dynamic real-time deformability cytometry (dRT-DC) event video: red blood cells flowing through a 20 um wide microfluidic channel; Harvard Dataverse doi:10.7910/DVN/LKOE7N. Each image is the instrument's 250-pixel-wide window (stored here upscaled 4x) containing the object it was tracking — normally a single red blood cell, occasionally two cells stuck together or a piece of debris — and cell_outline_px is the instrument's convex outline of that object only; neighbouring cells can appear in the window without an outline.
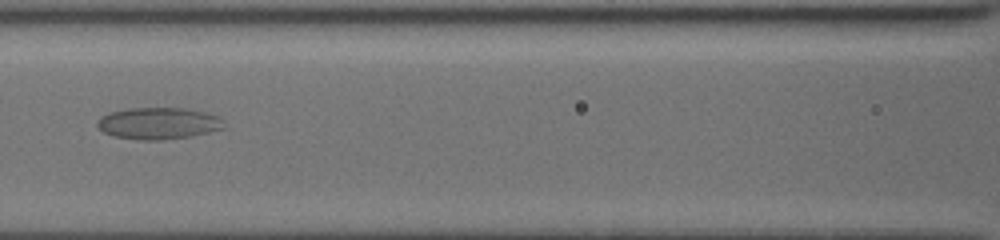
{"species": "common noctule bat (a hibernating species)", "species_latin": "Nyctalus noctula", "temperature_condition": "cold", "stored_images_in_passage": 57, "camera_frame_rate_fps": 3000, "um_per_image_px": 0.085, "animal": {"sex": "female", "body_mass_g": 19.5, "forearm_length_mm": 54.1}, "frame": {"image": 1, "passage_image": 29, "time_ms": 9.333, "image_size_px": [1000, 240], "cell_outline_px": [[224, 128], [208, 132], [188, 136], [160, 140], [140, 140], [116, 136], [104, 132], [96, 124], [100, 116], [112, 112], [128, 108], [184, 108], [204, 112], [220, 116], [224, 120]], "centroid_in_image_um": [13.48, 10.47], "position_along_channel_um": 153.1, "area_um2": 23.24}}
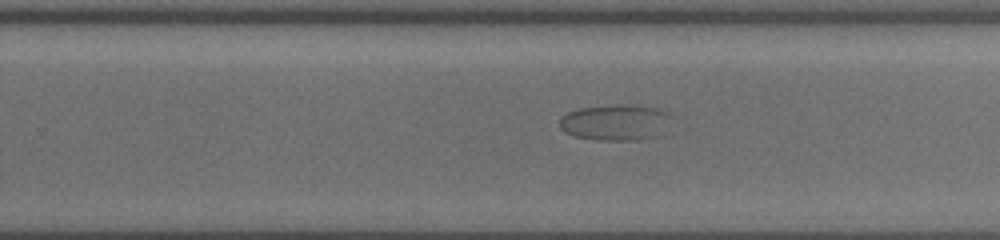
{"frame": {"image": 2, "passage_image": 39, "time_ms": 12.667, "image_size_px": [1000, 240], "cell_outline_px": [[672, 116], [656, 136], [636, 140], [600, 140], [572, 136], [564, 132], [560, 128], [560, 120], [568, 112], [580, 108], [612, 104], [636, 104], [660, 108], [668, 112]], "centroid_in_image_um": [52.29, 10.38], "position_along_channel_um": 277.5, "area_um2": 23.52}}
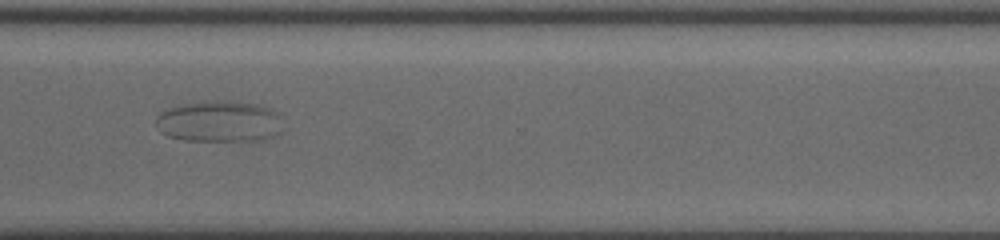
{"frame": {"image": 3, "passage_image": 45, "time_ms": 14.667, "image_size_px": [1000, 240], "cell_outline_px": [[280, 132], [264, 140], [184, 140], [168, 136], [160, 132], [156, 124], [156, 116], [160, 112], [172, 104], [200, 100], [232, 100], [256, 104], [268, 108], [276, 116]], "centroid_in_image_um": [18.49, 10.29], "position_along_channel_um": 352.1, "area_um2": 30.69}}